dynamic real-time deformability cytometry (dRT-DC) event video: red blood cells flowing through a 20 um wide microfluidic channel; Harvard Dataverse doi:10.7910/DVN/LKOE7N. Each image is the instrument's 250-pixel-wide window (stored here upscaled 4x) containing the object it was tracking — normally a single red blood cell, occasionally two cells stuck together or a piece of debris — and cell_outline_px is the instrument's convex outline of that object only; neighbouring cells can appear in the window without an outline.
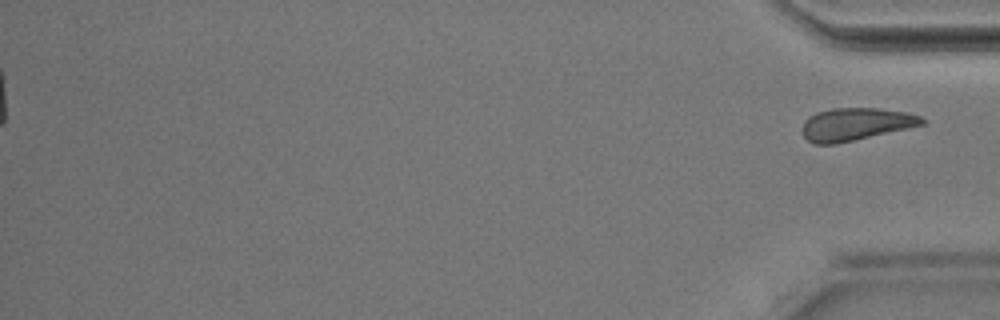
{"species": "Egyptian fruit bat (a non-hibernating species)", "species_latin": "Rousettus aegyptiacus", "temperature_condition": "room temperature", "stored_images_in_passage": 42, "segment_of_instrument_passage": [2, 2], "camera_frame_rate_fps": 3000, "um_per_image_px": 0.085, "animal": {"sex": "male"}, "frame": {"image": 1, "passage_image": 42, "time_ms": 13.667, "image_size_px": [1000, 320], "cell_outline_px": [[928, 120], [924, 124], [836, 144], [812, 144], [804, 136], [800, 128], [804, 120], [808, 116], [816, 112], [832, 108], [880, 108], [908, 112], [920, 116]], "centroid_in_image_um": [72.69, 10.54], "position_along_channel_um": 362.5, "area_um2": 22.89}}